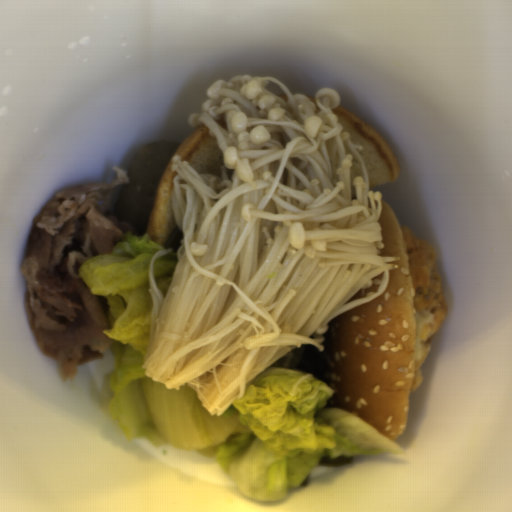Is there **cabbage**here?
Instances as JSON below:
<instances>
[{
	"instance_id": "4295e07d",
	"label": "cabbage",
	"mask_w": 512,
	"mask_h": 512,
	"mask_svg": "<svg viewBox=\"0 0 512 512\" xmlns=\"http://www.w3.org/2000/svg\"><path fill=\"white\" fill-rule=\"evenodd\" d=\"M165 248L128 231L110 254L91 257L79 276L110 305L109 417L128 440L197 451L214 458L237 491L257 502L280 501L300 487L322 457L402 455L400 446L354 414L324 408L334 391L314 376L270 365L219 415L196 391L167 389L142 370L153 308L150 260ZM324 408V409H322Z\"/></svg>"
},
{
	"instance_id": "f4c42f77",
	"label": "cabbage",
	"mask_w": 512,
	"mask_h": 512,
	"mask_svg": "<svg viewBox=\"0 0 512 512\" xmlns=\"http://www.w3.org/2000/svg\"><path fill=\"white\" fill-rule=\"evenodd\" d=\"M179 263L178 252H171L154 261L153 279L155 287L166 296Z\"/></svg>"
}]
</instances>
